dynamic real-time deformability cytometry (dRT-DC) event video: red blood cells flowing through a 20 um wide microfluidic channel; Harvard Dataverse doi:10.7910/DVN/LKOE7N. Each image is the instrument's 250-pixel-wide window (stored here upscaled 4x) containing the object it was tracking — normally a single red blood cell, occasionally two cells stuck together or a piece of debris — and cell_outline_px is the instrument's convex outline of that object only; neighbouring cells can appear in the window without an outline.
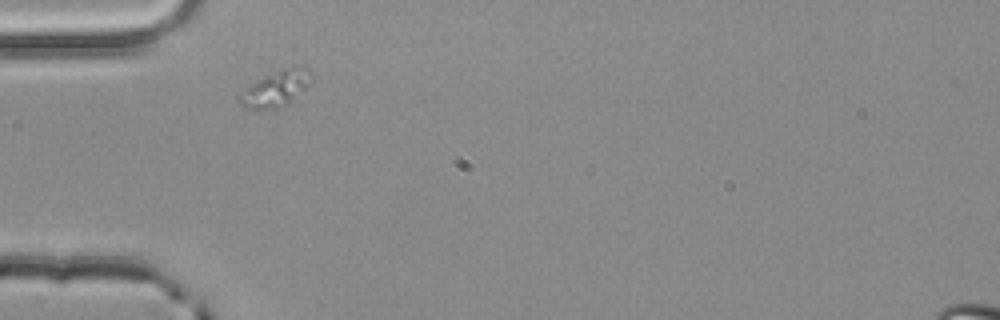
{"species": "common noctule bat (a hibernating species)", "species_latin": "Nyctalus noctula", "temperature_condition": "room temperature", "stored_images_in_passage": 2, "camera_frame_rate_fps": 3000, "um_per_image_px": 0.085, "animal": {"sex": "male", "body_mass_g": 20.4}, "frame": {"image": 1, "passage_image": 1, "time_ms": 0.0, "image_size_px": [1000, 320], "cell_outline_px": [[312, 80], [288, 104], [276, 108], [252, 112], [240, 104], [236, 100], [236, 96], [256, 80], [264, 76], [284, 68], [304, 64], [312, 72]], "centroid_in_image_um": [23.41, 7.55], "position_along_channel_um": 61.6, "area_um2": 15.43}}